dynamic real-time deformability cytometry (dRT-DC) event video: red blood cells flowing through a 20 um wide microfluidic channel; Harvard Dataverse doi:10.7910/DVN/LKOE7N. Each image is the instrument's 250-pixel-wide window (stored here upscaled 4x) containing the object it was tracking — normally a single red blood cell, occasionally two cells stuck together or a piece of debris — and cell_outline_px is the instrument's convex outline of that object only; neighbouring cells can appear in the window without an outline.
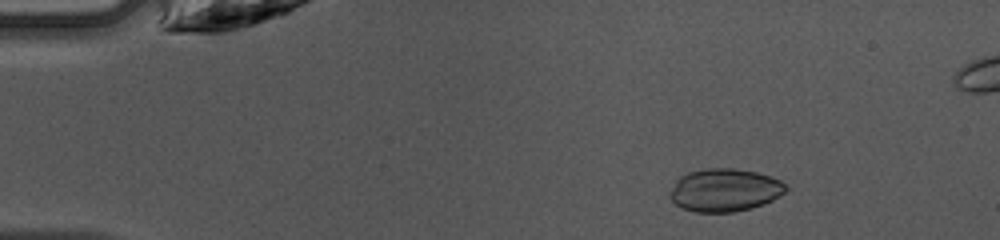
{"species": "common noctule bat (a hibernating species)", "species_latin": "Nyctalus noctula", "temperature_condition": "warm", "stored_images_in_passage": 40, "camera_frame_rate_fps": 3000, "um_per_image_px": 0.085, "animal": {"sex": "female", "body_mass_g": 10.0, "forearm_length_mm": 53.1}, "frame": {"image": 1, "passage_image": 1, "time_ms": 0.0, "image_size_px": [1000, 240], "cell_outline_px": [[788, 188], [784, 192], [772, 200], [764, 204], [752, 208], [732, 212], [696, 212], [684, 208], [676, 204], [668, 196], [676, 180], [680, 176], [688, 172], [708, 168], [732, 168], [756, 172], [780, 180]], "centroid_in_image_um": [61.58, 16.16], "position_along_channel_um": 23.4, "area_um2": 28.78}}
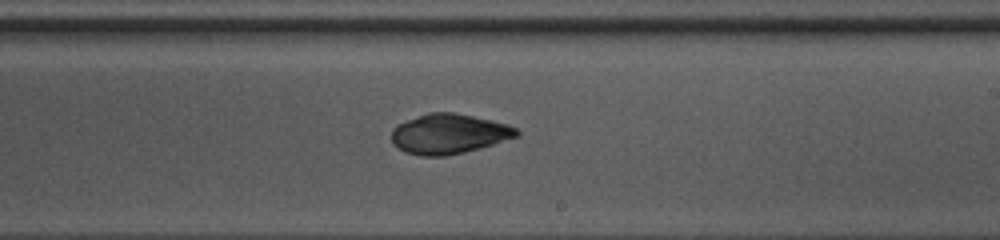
{"frame": {"image": 2, "passage_image": 22, "time_ms": 7.0, "image_size_px": [1000, 240], "cell_outline_px": [[520, 136], [480, 148], [464, 152], [444, 156], [420, 156], [404, 152], [392, 140], [392, 128], [396, 124], [428, 112], [452, 112], [492, 120], [508, 124], [516, 128], [520, 132]], "centroid_in_image_um": [38.17, 11.37], "position_along_channel_um": 250.8, "area_um2": 29.13}}
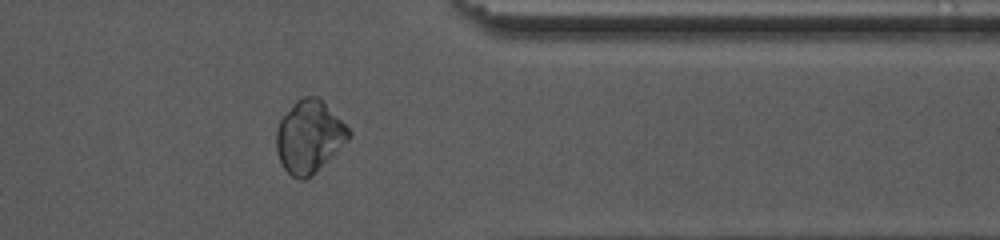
{"frame": {"image": 3, "passage_image": 32, "time_ms": 10.333, "image_size_px": [1000, 240], "cell_outline_px": [[352, 136], [332, 156], [304, 180], [300, 180], [292, 176], [284, 168], [276, 152], [276, 128], [280, 120], [296, 100], [304, 96], [316, 96], [352, 132]], "centroid_in_image_um": [26.25, 11.62], "position_along_channel_um": 385.2, "area_um2": 29.82}}